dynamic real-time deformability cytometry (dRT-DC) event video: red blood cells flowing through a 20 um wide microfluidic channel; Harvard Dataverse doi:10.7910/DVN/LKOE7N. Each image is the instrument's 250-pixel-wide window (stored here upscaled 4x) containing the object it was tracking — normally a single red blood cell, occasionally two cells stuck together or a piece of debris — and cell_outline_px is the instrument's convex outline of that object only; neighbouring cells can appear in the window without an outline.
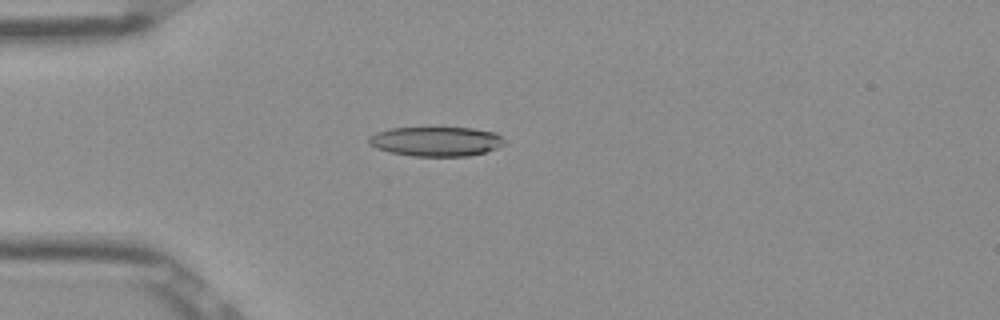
{"species": "Egyptian fruit bat (a non-hibernating species)", "species_latin": "Rousettus aegyptiacus", "temperature_condition": "room temperature", "stored_images_in_passage": 52, "camera_frame_rate_fps": 3000, "um_per_image_px": 0.085, "frame": {"image": 1, "passage_image": 14, "time_ms": 4.333, "image_size_px": [1000, 320], "cell_outline_px": [[504, 144], [496, 148], [484, 152], [468, 156], [412, 156], [388, 152], [376, 148], [368, 144], [368, 136], [376, 132], [392, 128], [472, 128], [496, 132], [504, 140]], "centroid_in_image_um": [37.03, 12.02], "position_along_channel_um": 48.0, "area_um2": 23.35}}
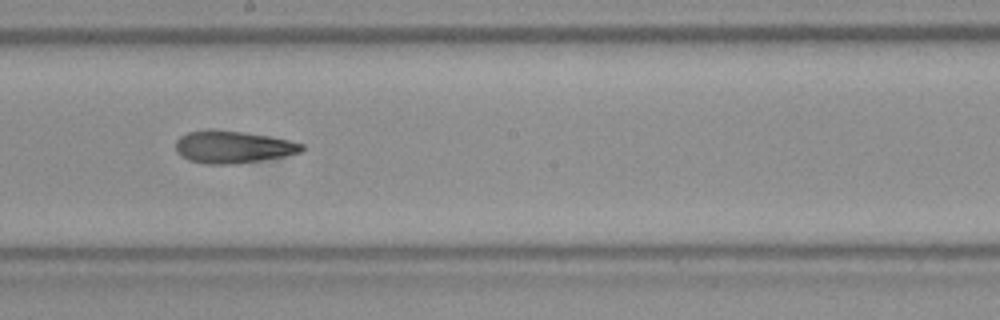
{"frame": {"image": 2, "passage_image": 29, "time_ms": 9.333, "image_size_px": [1000, 320], "cell_outline_px": [[304, 148], [300, 152], [284, 156], [260, 160], [232, 164], [208, 164], [188, 160], [176, 152], [176, 140], [180, 136], [188, 132], [208, 128], [212, 128], [240, 132], [288, 140], [304, 144]], "centroid_in_image_um": [19.73, 12.48], "position_along_channel_um": 228.5, "area_um2": 23.58}}
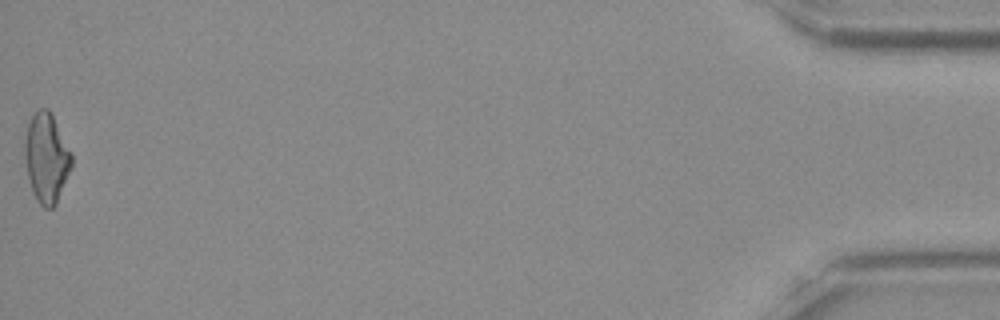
{"frame": {"image": 3, "passage_image": 52, "time_ms": 17.0, "image_size_px": [1000, 320], "cell_outline_px": [[72, 168], [56, 204], [52, 208], [44, 208], [36, 200], [32, 192], [28, 176], [24, 156], [24, 144], [28, 124], [32, 116], [40, 108], [48, 108], [52, 112], [72, 156]], "centroid_in_image_um": [3.95, 13.43], "position_along_channel_um": 431.2, "area_um2": 24.45}, "authors_computed_cell_mechanics": {"area_um2": 23.7558, "velocity_mm_per_s": 3.9121, "shape_relaxation_time_tau1_ms": 9.9422, "shape_relaxation_time_tau2_ms": 3.2223, "deformation_change_tau1": 0.2261, "deformation_change_tau2": 0.1289}}